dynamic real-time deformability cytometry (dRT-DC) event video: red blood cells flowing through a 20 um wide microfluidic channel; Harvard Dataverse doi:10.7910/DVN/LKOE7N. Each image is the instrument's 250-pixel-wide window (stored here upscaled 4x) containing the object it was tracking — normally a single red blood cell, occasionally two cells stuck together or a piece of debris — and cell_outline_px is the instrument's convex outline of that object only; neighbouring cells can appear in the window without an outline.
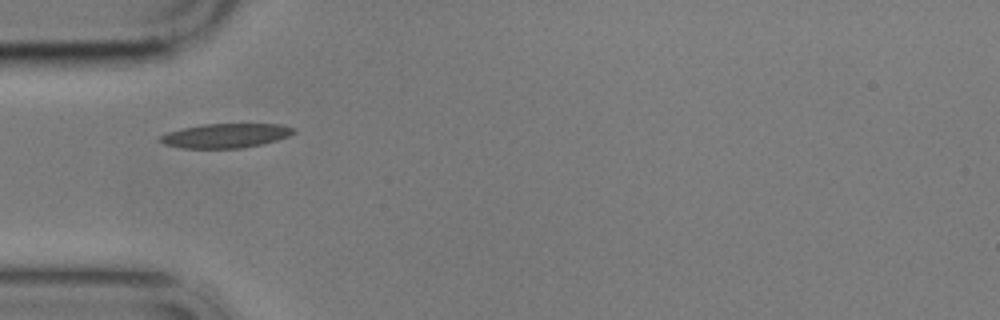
{"species": "common noctule bat (a hibernating species)", "species_latin": "Nyctalus noctula", "temperature_condition": "cold", "stored_images_in_passage": 6, "camera_frame_rate_fps": 3000, "um_per_image_px": 0.085, "animal": {"sex": "male", "body_mass_g": 17.9}, "frame": {"image": 1, "passage_image": 4, "time_ms": 4.333, "image_size_px": [1000, 320], "cell_outline_px": [[296, 132], [288, 136], [276, 140], [244, 148], [180, 148], [164, 144], [156, 140], [160, 136], [168, 132], [180, 128], [204, 124], [280, 124], [296, 128]], "centroid_in_image_um": [19.15, 11.53], "position_along_channel_um": 65.9, "area_um2": 19.02}}
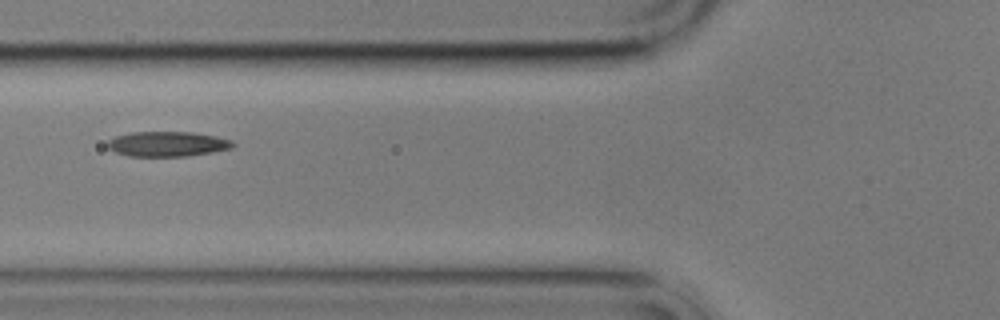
{"frame": {"image": 2, "passage_image": 5, "time_ms": 5.667, "image_size_px": [1000, 320], "cell_outline_px": [[236, 144], [232, 148], [212, 152], [184, 156], [128, 156], [116, 152], [108, 148], [108, 140], [116, 136], [132, 132], [192, 132], [216, 136], [232, 140]], "centroid_in_image_um": [14.25, 12.23], "position_along_channel_um": 111.5, "area_um2": 18.21}}
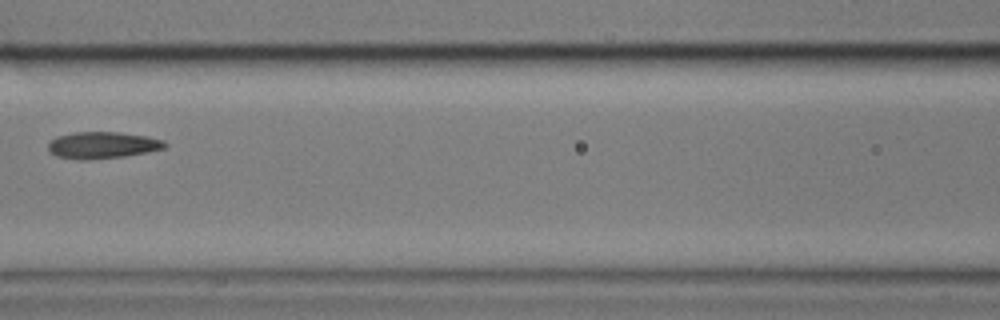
{"frame": {"image": 3, "passage_image": 6, "time_ms": 7.0, "image_size_px": [1000, 320], "cell_outline_px": [[168, 144], [164, 148], [148, 152], [124, 156], [88, 160], [76, 160], [56, 156], [48, 152], [48, 144], [56, 136], [76, 132], [120, 132], [148, 136], [164, 140]], "centroid_in_image_um": [8.7, 12.34], "position_along_channel_um": 157.9, "area_um2": 18.38}}